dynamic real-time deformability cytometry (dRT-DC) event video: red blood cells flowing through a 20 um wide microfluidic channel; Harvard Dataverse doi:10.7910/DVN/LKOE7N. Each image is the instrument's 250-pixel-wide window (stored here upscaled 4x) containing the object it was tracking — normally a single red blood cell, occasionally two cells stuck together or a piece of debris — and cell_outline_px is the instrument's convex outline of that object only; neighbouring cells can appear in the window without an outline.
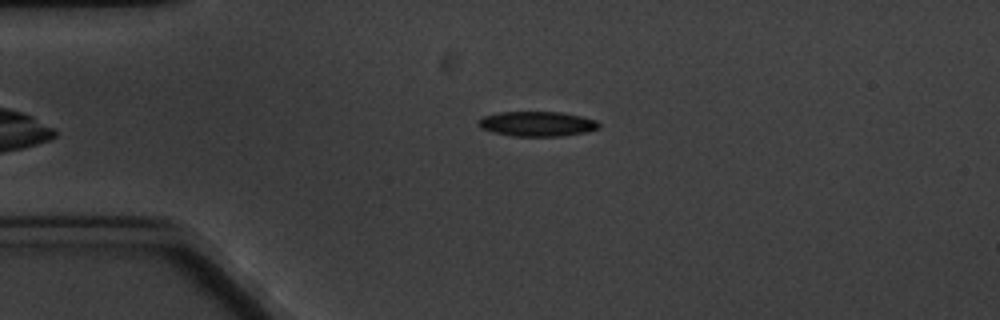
{"species": "common noctule bat (a hibernating species)", "species_latin": "Nyctalus noctula", "temperature_condition": "cold", "stored_images_in_passage": 2, "camera_frame_rate_fps": 3000, "um_per_image_px": 0.085, "animal": {"sex": "male", "body_mass_g": 20.1, "forearm_length_mm": 53.5}, "frame": {"image": 1, "passage_image": 1, "time_ms": 0.0, "image_size_px": [1000, 320], "cell_outline_px": [[600, 128], [588, 132], [560, 136], [512, 136], [492, 132], [480, 128], [476, 124], [476, 120], [484, 116], [500, 112], [560, 112], [580, 116], [596, 120], [600, 124]], "centroid_in_image_um": [45.63, 10.53], "position_along_channel_um": 39.4, "area_um2": 17.63}}